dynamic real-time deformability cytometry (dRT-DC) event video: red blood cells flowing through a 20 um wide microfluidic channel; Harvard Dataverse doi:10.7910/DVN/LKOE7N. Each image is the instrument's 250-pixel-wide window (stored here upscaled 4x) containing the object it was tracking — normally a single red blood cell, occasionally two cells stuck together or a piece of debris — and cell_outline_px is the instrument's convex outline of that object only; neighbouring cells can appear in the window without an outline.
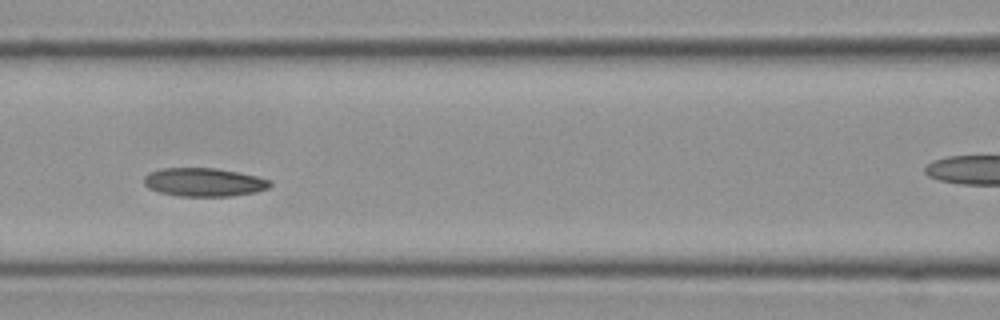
{"species": "Egyptian fruit bat (a non-hibernating species)", "species_latin": "Rousettus aegyptiacus", "temperature_condition": "cold", "stored_images_in_passage": 54, "camera_frame_rate_fps": 3000, "um_per_image_px": 0.085, "frame": {"image": 1, "passage_image": 21, "time_ms": 6.667, "image_size_px": [1000, 320], "cell_outline_px": [[272, 184], [268, 188], [256, 192], [232, 196], [176, 196], [160, 192], [148, 188], [144, 184], [144, 176], [148, 172], [164, 168], [216, 168], [256, 176], [272, 180]], "centroid_in_image_um": [17.33, 15.49], "position_along_channel_um": 149.3, "area_um2": 20.98}}
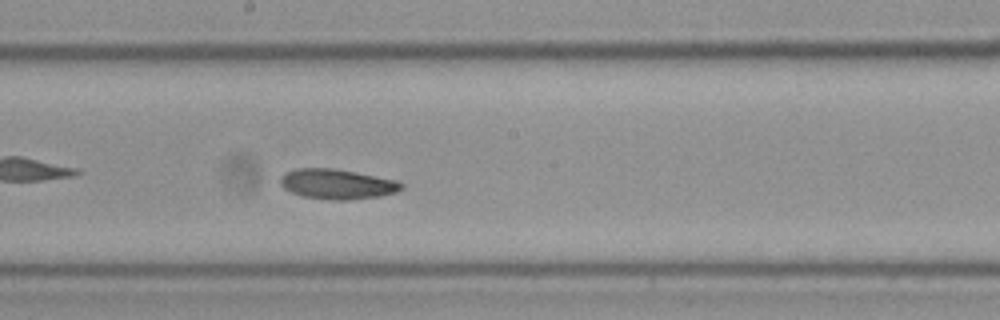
{"frame": {"image": 2, "passage_image": 27, "time_ms": 8.667, "image_size_px": [1000, 320], "cell_outline_px": [[404, 188], [396, 192], [380, 196], [348, 200], [332, 200], [300, 196], [284, 188], [280, 184], [280, 176], [284, 172], [296, 168], [332, 168], [396, 180], [404, 184]], "centroid_in_image_um": [28.63, 15.65], "position_along_channel_um": 219.6, "area_um2": 21.21}}
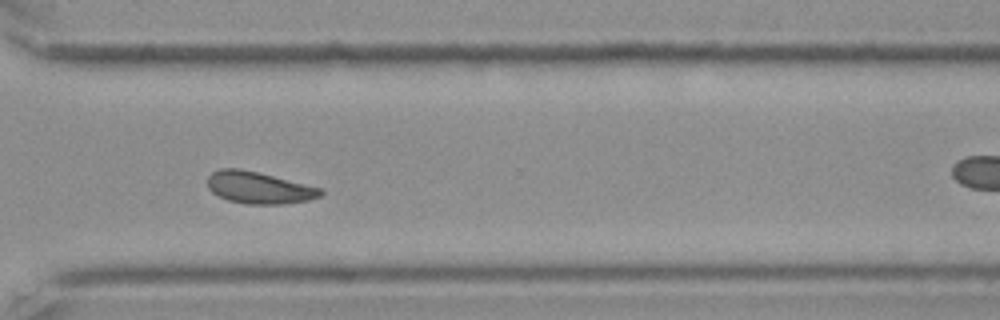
{"frame": {"image": 3, "passage_image": 38, "time_ms": 12.333, "image_size_px": [1000, 320], "cell_outline_px": [[324, 192], [320, 196], [308, 200], [284, 204], [248, 204], [228, 200], [212, 192], [208, 188], [208, 176], [212, 172], [220, 168], [236, 168], [256, 172], [320, 188]], "centroid_in_image_um": [21.97, 15.96], "position_along_channel_um": 348.6, "area_um2": 20.63}, "authors_computed_cell_mechanics": {"area_um2": 20.8947, "velocity_mm_per_s": 3.5204, "shape_relaxation_time_tau1_ms": null, "shape_relaxation_time_tau2_ms": 7.0502, "deformation_change_tau1": null, "deformation_change_tau2": 0.1246}}